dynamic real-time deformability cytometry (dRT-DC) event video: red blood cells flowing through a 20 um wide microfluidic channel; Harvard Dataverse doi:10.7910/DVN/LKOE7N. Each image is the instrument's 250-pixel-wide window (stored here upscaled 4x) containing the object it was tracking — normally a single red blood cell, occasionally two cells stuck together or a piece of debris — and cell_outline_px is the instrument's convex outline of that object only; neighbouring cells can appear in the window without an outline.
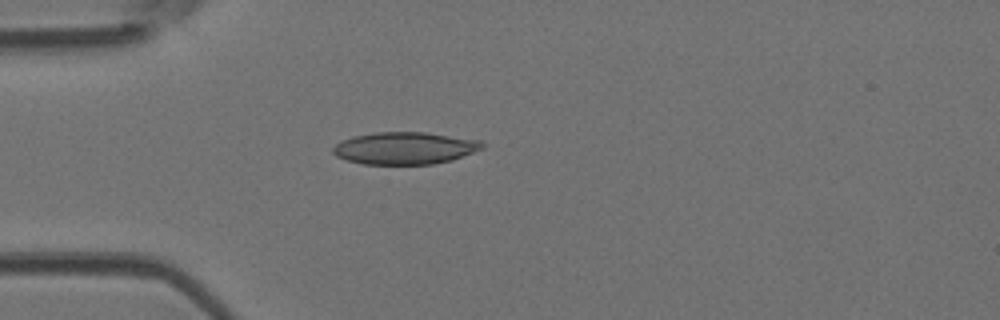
{"species": "Egyptian fruit bat (a non-hibernating species)", "species_latin": "Rousettus aegyptiacus", "temperature_condition": "room temperature", "stored_images_in_passage": 3, "camera_frame_rate_fps": 3000, "um_per_image_px": 0.085, "animal": {"sex": "female"}, "frame": {"image": 1, "passage_image": 3, "time_ms": 0.667, "image_size_px": [1000, 320], "cell_outline_px": [[488, 144], [484, 148], [452, 160], [432, 164], [364, 164], [348, 160], [336, 156], [332, 152], [332, 148], [340, 140], [352, 136], [376, 132], [424, 132], [484, 140]], "centroid_in_image_um": [34.45, 12.58], "position_along_channel_um": 50.6, "area_um2": 28.32}}